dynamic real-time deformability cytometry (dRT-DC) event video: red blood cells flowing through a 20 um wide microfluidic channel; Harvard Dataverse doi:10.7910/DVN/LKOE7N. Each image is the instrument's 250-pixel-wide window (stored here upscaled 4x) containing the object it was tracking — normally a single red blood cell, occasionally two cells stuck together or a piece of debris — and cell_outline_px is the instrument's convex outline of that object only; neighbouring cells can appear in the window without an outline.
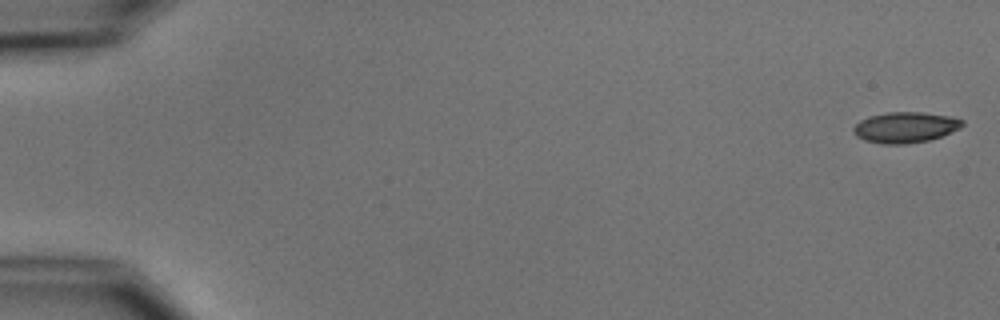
{"species": "common noctule bat (a hibernating species)", "species_latin": "Nyctalus noctula", "temperature_condition": "cold", "stored_images_in_passage": 7, "camera_frame_rate_fps": 3000, "um_per_image_px": 0.085, "animal": {"sex": "male", "body_mass_g": 15.6}, "frame": {"image": 1, "passage_image": 1, "time_ms": 0.0, "image_size_px": [1000, 320], "cell_outline_px": [[964, 124], [960, 128], [940, 136], [928, 140], [904, 144], [884, 144], [864, 140], [856, 136], [852, 128], [860, 120], [868, 116], [888, 112], [920, 112], [948, 116], [964, 120]], "centroid_in_image_um": [76.92, 10.82], "position_along_channel_um": 8.1, "area_um2": 19.36}}
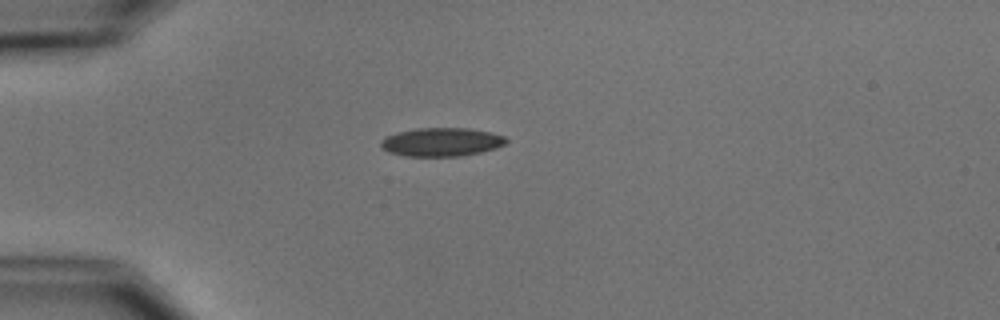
{"frame": {"image": 2, "passage_image": 4, "time_ms": 4.667, "image_size_px": [1000, 320], "cell_outline_px": [[508, 140], [504, 144], [496, 148], [480, 152], [460, 156], [404, 156], [388, 152], [380, 144], [380, 140], [384, 136], [396, 132], [416, 128], [468, 128], [492, 132], [504, 136]], "centroid_in_image_um": [37.5, 12.06], "position_along_channel_um": 47.5, "area_um2": 20.98}}
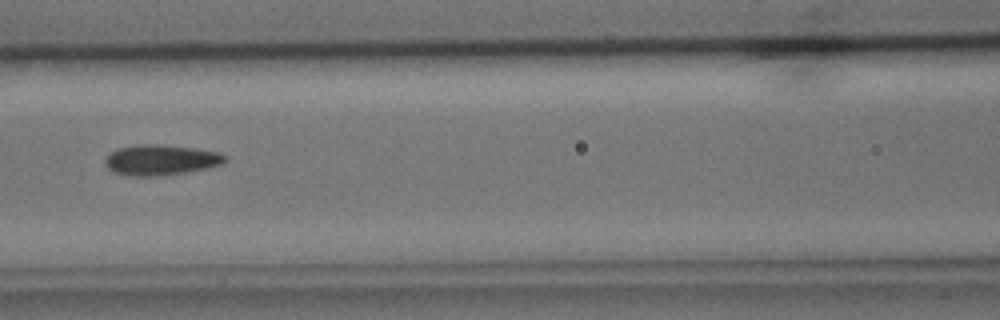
{"frame": {"image": 3, "passage_image": 7, "time_ms": 8.0, "image_size_px": [1000, 320], "cell_outline_px": [[224, 160], [220, 164], [208, 168], [184, 172], [156, 176], [128, 176], [112, 172], [104, 164], [104, 156], [120, 148], [144, 144], [156, 144], [196, 148], [220, 152], [224, 156]], "centroid_in_image_um": [13.61, 13.6], "position_along_channel_um": 153.0, "area_um2": 21.15}}